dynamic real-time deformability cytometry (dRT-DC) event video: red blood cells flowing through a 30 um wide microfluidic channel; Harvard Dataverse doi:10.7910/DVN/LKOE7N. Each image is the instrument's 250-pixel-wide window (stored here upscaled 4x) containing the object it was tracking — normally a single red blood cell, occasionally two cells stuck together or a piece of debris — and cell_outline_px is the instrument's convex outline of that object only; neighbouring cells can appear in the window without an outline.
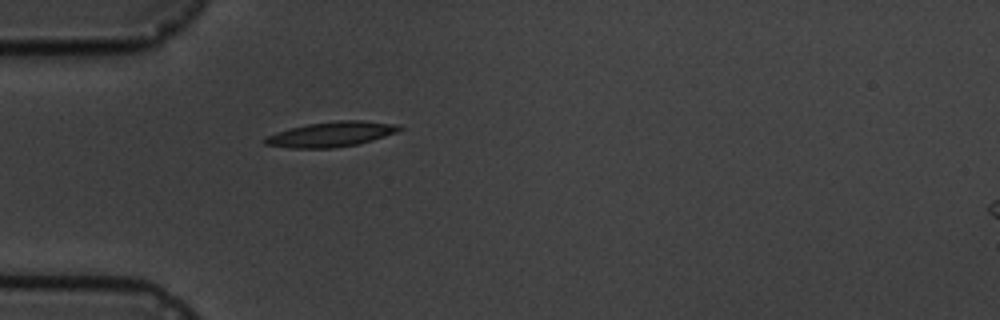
{"species": "common noctule bat (a hibernating species)", "species_latin": "Nyctalus noctula", "temperature_condition": "cold", "stored_images_in_passage": 1, "camera_frame_rate_fps": 3000, "um_per_image_px": 0.085, "animal": {"sex": "male", "body_mass_g": 19.5, "forearm_length_mm": 54.6}, "frame": {"image": 1, "passage_image": 1, "time_ms": 0.0, "image_size_px": [1000, 320], "cell_outline_px": [[404, 128], [396, 132], [372, 140], [356, 144], [332, 148], [288, 148], [264, 144], [264, 140], [268, 136], [276, 132], [308, 124], [340, 120], [364, 120], [400, 124]], "centroid_in_image_um": [28.19, 11.4], "position_along_channel_um": 56.8, "area_um2": 19.48}}